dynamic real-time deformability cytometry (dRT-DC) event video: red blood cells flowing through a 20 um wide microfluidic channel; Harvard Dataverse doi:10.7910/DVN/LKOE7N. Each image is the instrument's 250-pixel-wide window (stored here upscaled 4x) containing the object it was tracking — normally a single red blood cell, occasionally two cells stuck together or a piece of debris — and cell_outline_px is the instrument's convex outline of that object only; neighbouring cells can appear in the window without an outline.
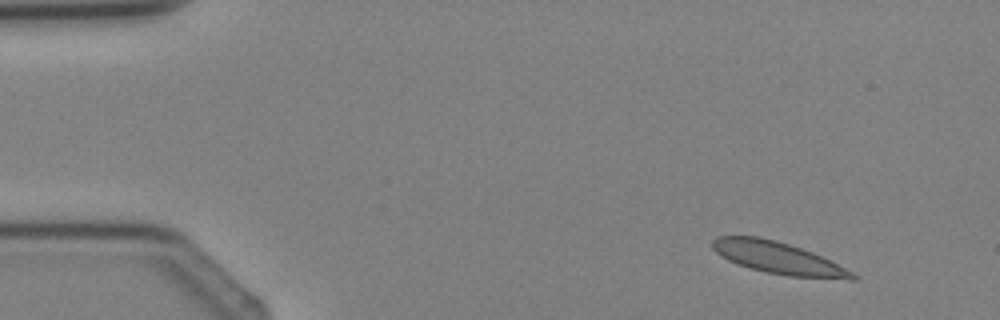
{"species": "Egyptian fruit bat (a non-hibernating species)", "species_latin": "Rousettus aegyptiacus", "temperature_condition": "cold", "stored_images_in_passage": 4, "segment_of_instrument_passage": [1, 2], "camera_frame_rate_fps": 3000, "um_per_image_px": 0.085, "animal": {"sex": "female"}, "frame": {"image": 1, "passage_image": 1, "time_ms": 0.0, "image_size_px": [1000, 320], "cell_outline_px": [[860, 276], [856, 280], [848, 280], [788, 276], [764, 272], [728, 260], [720, 256], [712, 248], [712, 240], [716, 236], [760, 236], [776, 240], [812, 252]], "centroid_in_image_um": [66.14, 21.93], "position_along_channel_um": 18.9, "area_um2": 25.95}}